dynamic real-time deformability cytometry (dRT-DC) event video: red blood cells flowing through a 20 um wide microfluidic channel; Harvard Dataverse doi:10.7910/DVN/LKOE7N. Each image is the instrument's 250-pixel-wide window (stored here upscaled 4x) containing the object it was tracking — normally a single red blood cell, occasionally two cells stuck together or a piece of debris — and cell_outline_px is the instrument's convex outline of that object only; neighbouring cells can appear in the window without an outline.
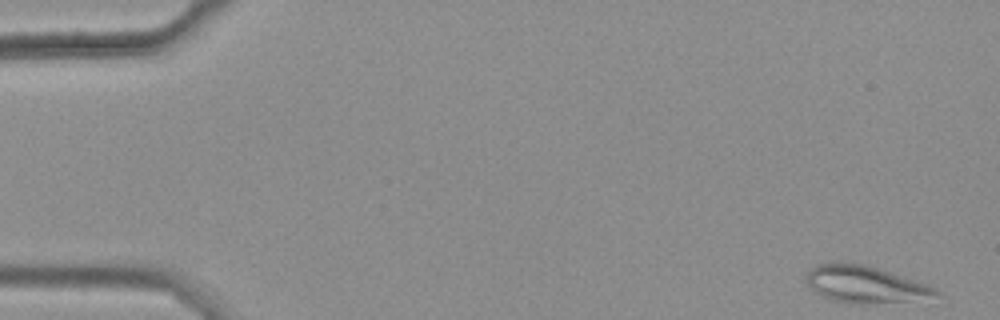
{"species": "common noctule bat (a hibernating species)", "species_latin": "Nyctalus noctula", "temperature_condition": "warm", "stored_images_in_passage": 18, "camera_frame_rate_fps": 3000, "um_per_image_px": 0.085, "animal": {"sex": "female", "body_mass_g": 25.1}, "frame": {"image": 1, "passage_image": 1, "time_ms": 0.0, "image_size_px": [1000, 320], "cell_outline_px": [[940, 296], [904, 300], [860, 304], [848, 304], [832, 300], [820, 296], [804, 280], [808, 272], [816, 264], [832, 260], [864, 264], [936, 288], [940, 292]], "centroid_in_image_um": [73.4, 24.15], "position_along_channel_um": 11.6, "area_um2": 27.63}}